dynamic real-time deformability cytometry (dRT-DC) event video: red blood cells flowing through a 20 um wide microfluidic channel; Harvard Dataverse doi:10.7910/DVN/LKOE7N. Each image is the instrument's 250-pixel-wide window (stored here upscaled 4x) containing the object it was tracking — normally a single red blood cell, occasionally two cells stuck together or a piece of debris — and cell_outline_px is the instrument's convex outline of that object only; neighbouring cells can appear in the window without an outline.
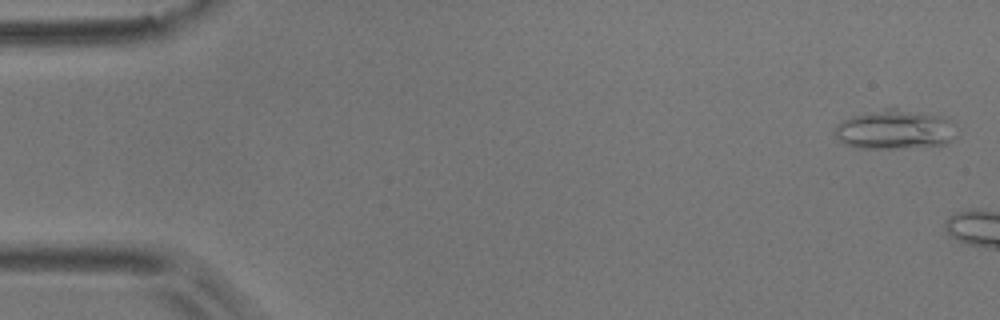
{"species": "common noctule bat (a hibernating species)", "species_latin": "Nyctalus noctula", "temperature_condition": "room temperature", "stored_images_in_passage": 6, "camera_frame_rate_fps": 3000, "um_per_image_px": 0.085, "animal": {"sex": "male", "body_mass_g": 17.9}, "frame": {"image": 1, "passage_image": 2, "time_ms": 0.333, "image_size_px": [1000, 320], "cell_outline_px": [[952, 136], [944, 144], [904, 148], [856, 148], [844, 144], [836, 136], [832, 128], [836, 124], [852, 116], [884, 108], [896, 108], [948, 116]], "centroid_in_image_um": [75.96, 11.0], "position_along_channel_um": 9.0, "area_um2": 27.69}}